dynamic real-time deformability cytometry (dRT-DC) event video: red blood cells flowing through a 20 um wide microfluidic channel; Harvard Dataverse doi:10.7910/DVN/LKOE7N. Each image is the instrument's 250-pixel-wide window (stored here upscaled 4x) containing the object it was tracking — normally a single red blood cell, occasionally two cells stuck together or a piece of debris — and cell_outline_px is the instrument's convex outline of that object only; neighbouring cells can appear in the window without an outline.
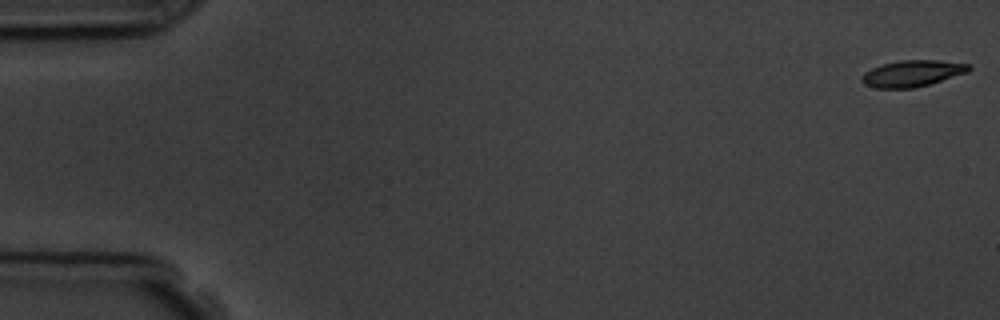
{"species": "common noctule bat (a hibernating species)", "species_latin": "Nyctalus noctula", "temperature_condition": "room temperature", "stored_images_in_passage": 6, "camera_frame_rate_fps": 3000, "um_per_image_px": 0.085, "animal": {"sex": "male", "body_mass_g": 19.5, "forearm_length_mm": 54.6}, "frame": {"image": 1, "passage_image": 1, "time_ms": 0.0, "image_size_px": [1000, 320], "cell_outline_px": [[972, 68], [968, 72], [928, 84], [912, 88], [876, 88], [864, 84], [860, 80], [860, 76], [864, 72], [880, 64], [900, 60], [940, 60], [972, 64]], "centroid_in_image_um": [77.53, 6.23], "position_along_channel_um": 7.5, "area_um2": 16.59}}
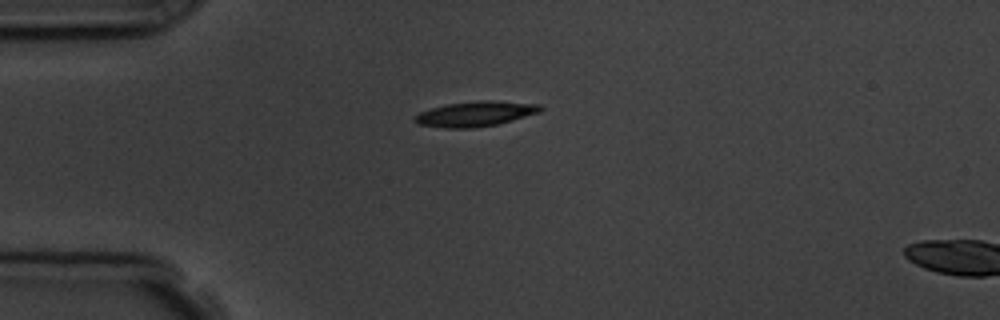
{"frame": {"image": 2, "passage_image": 5, "time_ms": 4.333, "image_size_px": [1000, 320], "cell_outline_px": [[544, 108], [540, 112], [512, 120], [496, 124], [472, 128], [444, 128], [416, 124], [412, 120], [412, 116], [420, 112], [432, 108], [448, 104], [480, 100], [492, 100], [540, 104]], "centroid_in_image_um": [40.38, 9.68], "position_along_channel_um": 44.6, "area_um2": 18.44}}